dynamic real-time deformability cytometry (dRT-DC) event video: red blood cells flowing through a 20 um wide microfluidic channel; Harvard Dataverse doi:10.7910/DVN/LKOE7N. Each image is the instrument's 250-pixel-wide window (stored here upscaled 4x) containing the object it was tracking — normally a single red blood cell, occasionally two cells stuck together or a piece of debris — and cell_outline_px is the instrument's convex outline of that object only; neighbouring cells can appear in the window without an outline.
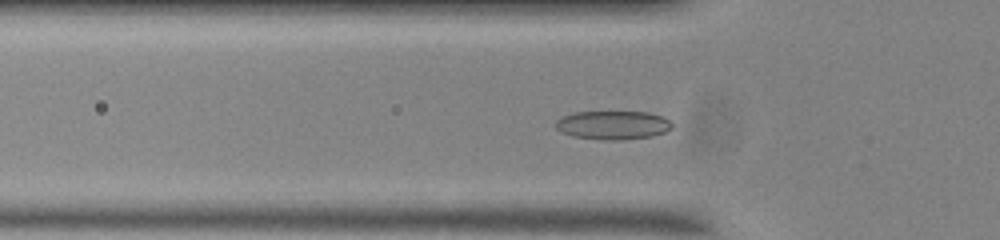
{"species": "common noctule bat (a hibernating species)", "species_latin": "Nyctalus noctula", "temperature_condition": "room temperature", "stored_images_in_passage": 45, "camera_frame_rate_fps": 3000, "um_per_image_px": 0.085, "animal": {"sex": "male", "body_mass_g": 20.0, "forearm_length_mm": 53.3}, "frame": {"image": 1, "passage_image": 16, "time_ms": 5.0, "image_size_px": [1000, 240], "cell_outline_px": [[672, 128], [664, 132], [652, 136], [620, 140], [604, 140], [572, 136], [556, 128], [556, 120], [560, 116], [572, 112], [648, 112], [660, 116], [668, 120], [672, 124]], "centroid_in_image_um": [52.07, 10.63], "position_along_channel_um": 73.7, "area_um2": 19.36}}
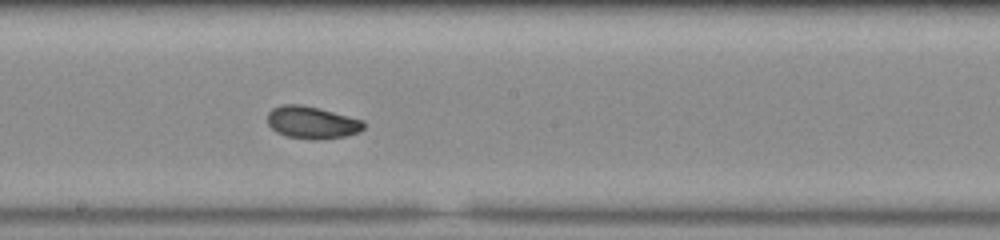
{"frame": {"image": 2, "passage_image": 28, "time_ms": 9.0, "image_size_px": [1000, 240], "cell_outline_px": [[364, 128], [360, 132], [344, 136], [312, 140], [288, 136], [276, 132], [268, 124], [268, 112], [272, 108], [284, 104], [300, 104], [320, 108], [364, 120]], "centroid_in_image_um": [26.52, 10.4], "position_along_channel_um": 221.7, "area_um2": 18.15}}
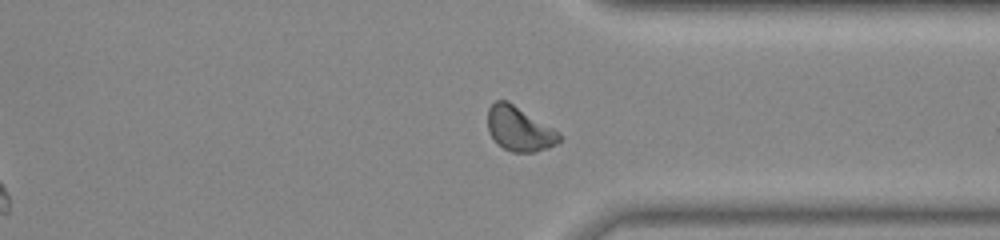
{"frame": {"image": 3, "passage_image": 40, "time_ms": 13.0, "image_size_px": [1000, 240], "cell_outline_px": [[560, 140], [556, 144], [548, 148], [532, 152], [512, 152], [504, 148], [488, 132], [488, 108], [496, 100], [508, 100], [560, 132]], "centroid_in_image_um": [44.15, 10.93], "position_along_channel_um": 367.3, "area_um2": 18.44}, "authors_computed_cell_mechanics": {"area_um2": 17.9758, "velocity_mm_per_s": 3.6863, "shape_relaxation_time_tau1_ms": 5.7242, "shape_relaxation_time_tau2_ms": 3.3728, "deformation_change_tau1": 0.1775, "deformation_change_tau2": 0.073}}